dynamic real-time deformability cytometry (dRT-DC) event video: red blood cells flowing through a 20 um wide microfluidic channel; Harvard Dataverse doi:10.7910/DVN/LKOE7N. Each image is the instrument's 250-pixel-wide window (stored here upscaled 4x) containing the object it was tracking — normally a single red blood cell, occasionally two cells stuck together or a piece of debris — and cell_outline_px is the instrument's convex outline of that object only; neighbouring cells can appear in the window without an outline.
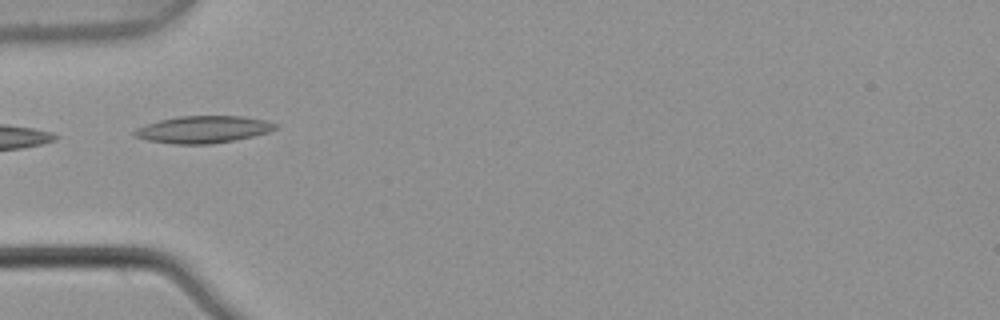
{"species": "common noctule bat (a hibernating species)", "species_latin": "Nyctalus noctula", "temperature_condition": "warm", "stored_images_in_passage": 6, "camera_frame_rate_fps": 3000, "um_per_image_px": 0.085, "animal": {"sex": "male", "body_mass_g": 21.5, "forearm_length_mm": 52.0}, "frame": {"image": 1, "passage_image": 5, "time_ms": 1.333, "image_size_px": [1000, 320], "cell_outline_px": [[280, 128], [268, 132], [252, 136], [232, 140], [208, 144], [172, 144], [148, 140], [132, 136], [132, 132], [136, 128], [144, 124], [176, 116], [244, 116], [264, 120], [276, 124]], "centroid_in_image_um": [17.22, 11.0], "position_along_channel_um": 67.8, "area_um2": 22.31}}
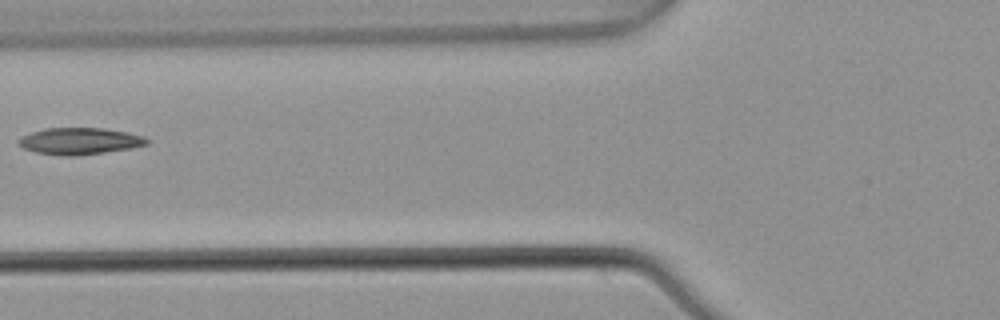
{"frame": {"image": 2, "passage_image": 6, "time_ms": 1.667, "image_size_px": [1000, 320], "cell_outline_px": [[148, 144], [132, 148], [76, 156], [64, 156], [36, 152], [24, 148], [16, 140], [32, 132], [44, 128], [104, 128], [128, 132], [144, 136], [148, 140]], "centroid_in_image_um": [6.8, 11.99], "position_along_channel_um": 119.0, "area_um2": 19.88}}